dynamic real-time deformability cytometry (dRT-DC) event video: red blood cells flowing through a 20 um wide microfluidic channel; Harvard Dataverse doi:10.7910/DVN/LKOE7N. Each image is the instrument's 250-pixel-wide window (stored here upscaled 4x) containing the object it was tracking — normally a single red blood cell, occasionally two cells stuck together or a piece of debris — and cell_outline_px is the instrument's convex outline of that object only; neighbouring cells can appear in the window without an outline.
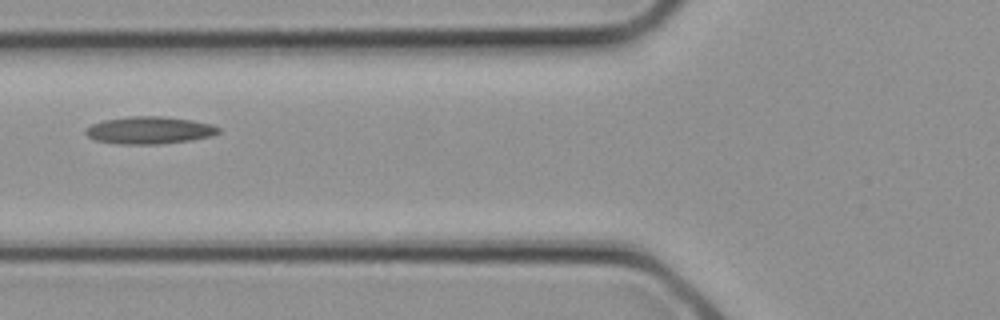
{"species": "common noctule bat (a hibernating species)", "species_latin": "Nyctalus noctula", "temperature_condition": "cold", "stored_images_in_passage": 3, "camera_frame_rate_fps": 3000, "um_per_image_px": 0.085, "animal": {"sex": "female", "body_mass_g": 21.9}, "frame": {"image": 1, "passage_image": 3, "time_ms": 0.667, "image_size_px": [1000, 320], "cell_outline_px": [[220, 132], [212, 136], [192, 140], [160, 144], [120, 144], [96, 140], [88, 136], [84, 132], [92, 124], [104, 120], [128, 116], [164, 116], [192, 120], [212, 124], [220, 128]], "centroid_in_image_um": [12.74, 11.07], "position_along_channel_um": 113.1, "area_um2": 21.21}}